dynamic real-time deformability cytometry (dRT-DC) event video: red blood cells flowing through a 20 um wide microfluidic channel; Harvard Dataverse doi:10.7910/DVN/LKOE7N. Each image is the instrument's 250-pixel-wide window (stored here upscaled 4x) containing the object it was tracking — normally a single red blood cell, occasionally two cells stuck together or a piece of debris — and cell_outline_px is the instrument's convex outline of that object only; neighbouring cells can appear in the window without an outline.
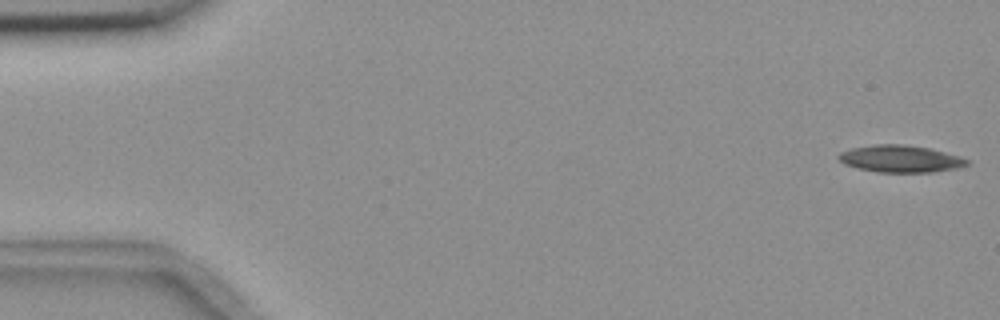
{"species": "common noctule bat (a hibernating species)", "species_latin": "Nyctalus noctula", "temperature_condition": "room temperature", "stored_images_in_passage": 5, "camera_frame_rate_fps": 3000, "um_per_image_px": 0.085, "animal": {"sex": "female", "body_mass_g": 18.4}, "frame": {"image": 1, "passage_image": 1, "time_ms": 0.0, "image_size_px": [1000, 320], "cell_outline_px": [[968, 164], [956, 168], [932, 172], [876, 172], [856, 168], [844, 164], [836, 156], [840, 152], [852, 148], [876, 144], [900, 144], [928, 148], [944, 152], [968, 160]], "centroid_in_image_um": [76.46, 13.5], "position_along_channel_um": 8.5, "area_um2": 20.0}}
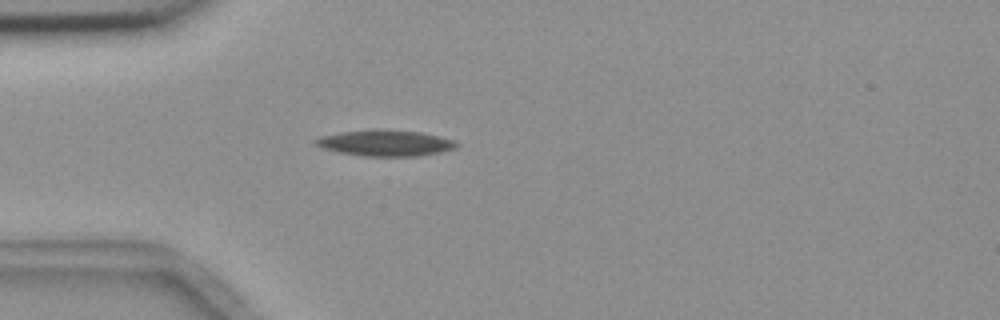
{"frame": {"image": 2, "passage_image": 5, "time_ms": 4.667, "image_size_px": [1000, 320], "cell_outline_px": [[460, 144], [456, 148], [440, 152], [416, 156], [364, 156], [340, 152], [324, 148], [312, 144], [312, 140], [320, 136], [340, 132], [372, 128], [380, 128], [420, 132], [456, 140]], "centroid_in_image_um": [32.74, 12.13], "position_along_channel_um": 52.3, "area_um2": 21.73}}